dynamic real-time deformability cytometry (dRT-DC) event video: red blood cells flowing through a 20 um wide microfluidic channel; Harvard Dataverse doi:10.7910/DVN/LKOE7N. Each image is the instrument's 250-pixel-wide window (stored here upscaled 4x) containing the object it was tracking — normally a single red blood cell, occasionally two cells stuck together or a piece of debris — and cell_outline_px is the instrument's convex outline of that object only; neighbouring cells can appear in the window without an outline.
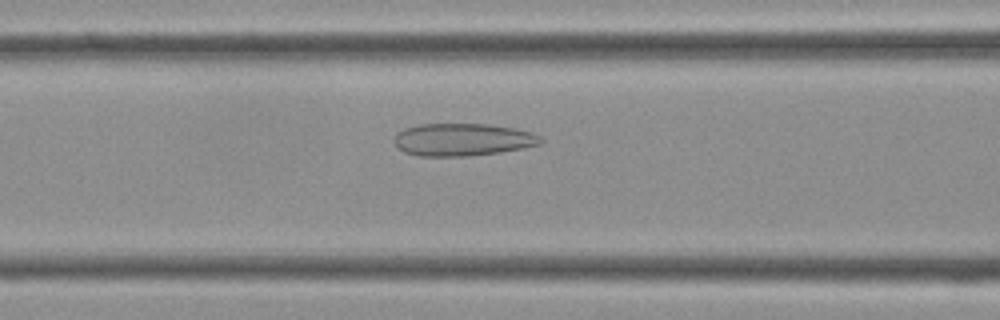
{"species": "Egyptian fruit bat (a non-hibernating species)", "species_latin": "Rousettus aegyptiacus", "temperature_condition": "cold", "stored_images_in_passage": 41, "camera_frame_rate_fps": 3000, "um_per_image_px": 0.085, "frame": {"image": 1, "passage_image": 16, "time_ms": 5.0, "image_size_px": [1000, 320], "cell_outline_px": [[544, 140], [540, 144], [524, 148], [500, 152], [468, 156], [420, 156], [404, 152], [396, 148], [396, 136], [404, 128], [420, 124], [488, 124], [516, 128], [532, 132], [540, 136]], "centroid_in_image_um": [39.37, 11.87], "position_along_channel_um": 127.2, "area_um2": 27.8}}
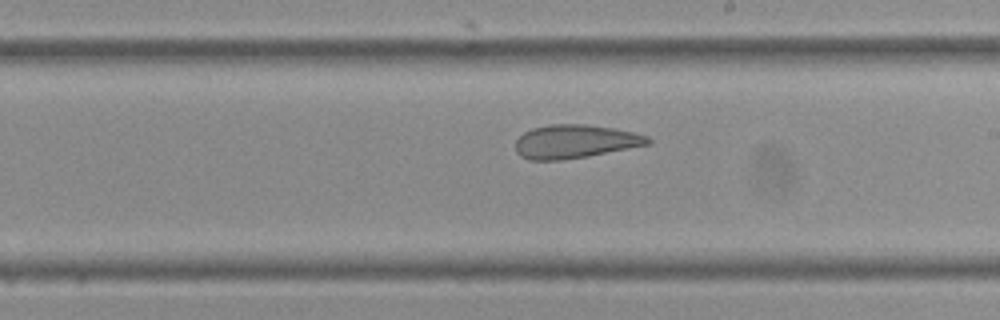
{"frame": {"image": 2, "passage_image": 23, "time_ms": 7.333, "image_size_px": [1000, 320], "cell_outline_px": [[652, 144], [588, 156], [560, 160], [528, 160], [520, 156], [516, 152], [516, 140], [524, 132], [532, 128], [548, 124], [584, 124], [612, 128], [632, 132], [648, 136], [652, 140]], "centroid_in_image_um": [48.87, 12.03], "position_along_channel_um": 240.1, "area_um2": 25.95}}
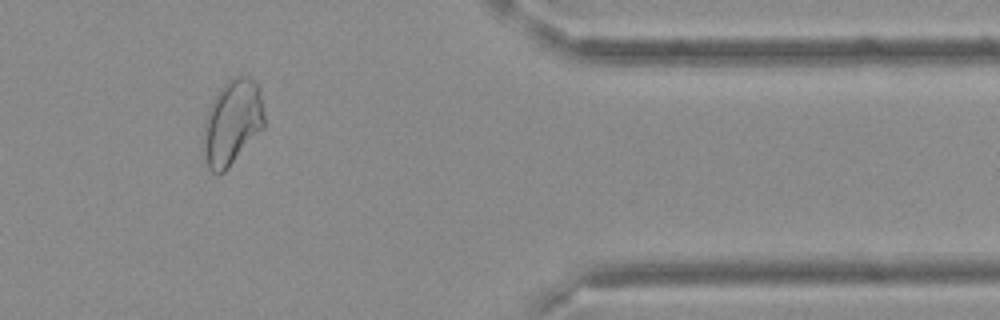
{"frame": {"image": 3, "passage_image": 34, "time_ms": 11.0, "image_size_px": [1000, 320], "cell_outline_px": [[264, 128], [228, 168], [220, 176], [212, 172], [208, 168], [204, 160], [204, 124], [208, 108], [212, 100], [220, 88], [228, 80], [236, 76], [248, 76], [260, 88], [264, 116]], "centroid_in_image_um": [19.73, 10.43], "position_along_channel_um": 391.7, "area_um2": 30.35}}